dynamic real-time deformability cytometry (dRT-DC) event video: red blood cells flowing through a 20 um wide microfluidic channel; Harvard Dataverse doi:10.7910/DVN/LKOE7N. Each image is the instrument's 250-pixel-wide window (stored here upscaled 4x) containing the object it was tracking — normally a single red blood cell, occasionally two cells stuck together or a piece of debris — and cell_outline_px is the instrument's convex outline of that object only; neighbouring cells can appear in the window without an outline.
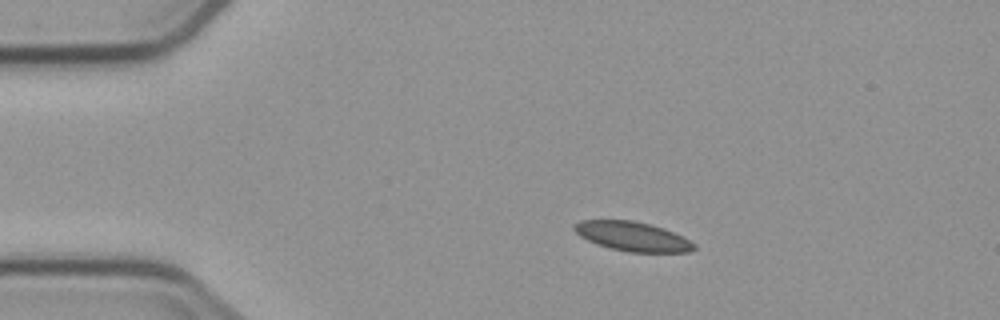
{"species": "common noctule bat (a hibernating species)", "species_latin": "Nyctalus noctula", "temperature_condition": "cold", "stored_images_in_passage": 4, "camera_frame_rate_fps": 3000, "um_per_image_px": 0.085, "animal": {"sex": "male", "body_mass_g": 23.1, "forearm_length_mm": 52.7}, "frame": {"image": 1, "passage_image": 1, "time_ms": 0.0, "image_size_px": [1000, 320], "cell_outline_px": [[696, 248], [692, 252], [628, 252], [608, 248], [596, 244], [580, 236], [572, 228], [572, 224], [580, 220], [632, 220], [664, 228], [684, 236], [696, 244]], "centroid_in_image_um": [53.77, 20.1], "position_along_channel_um": 31.2, "area_um2": 20.75}}
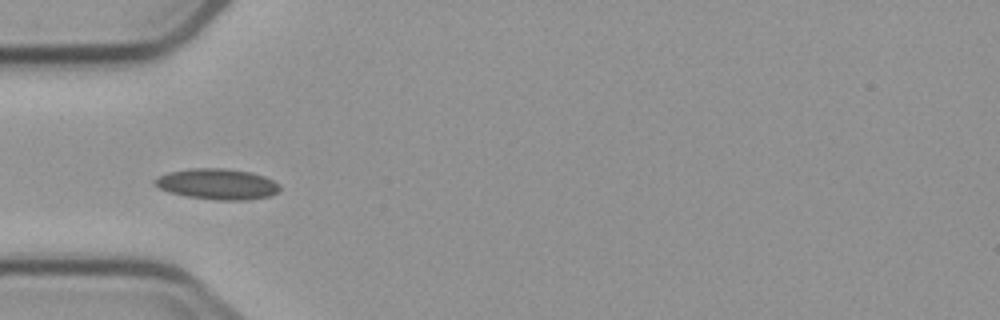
{"frame": {"image": 2, "passage_image": 3, "time_ms": 2.333, "image_size_px": [1000, 320], "cell_outline_px": [[280, 188], [272, 196], [248, 200], [216, 200], [188, 196], [168, 192], [152, 184], [152, 180], [168, 172], [192, 168], [224, 168], [252, 172], [264, 176], [280, 184]], "centroid_in_image_um": [18.48, 15.64], "position_along_channel_um": 66.5, "area_um2": 22.54}}
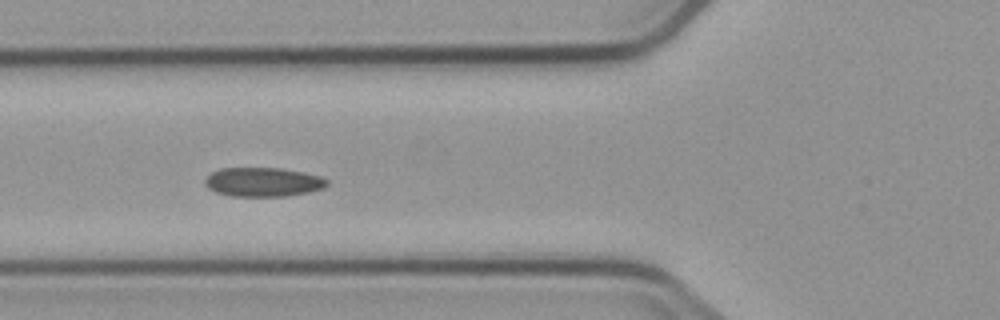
{"frame": {"image": 3, "passage_image": 4, "time_ms": 3.333, "image_size_px": [1000, 320], "cell_outline_px": [[328, 184], [324, 188], [308, 192], [284, 196], [232, 196], [216, 192], [208, 188], [204, 184], [204, 180], [212, 172], [220, 168], [280, 168], [304, 172], [320, 176], [328, 180]], "centroid_in_image_um": [22.36, 15.47], "position_along_channel_um": 103.4, "area_um2": 20.69}}